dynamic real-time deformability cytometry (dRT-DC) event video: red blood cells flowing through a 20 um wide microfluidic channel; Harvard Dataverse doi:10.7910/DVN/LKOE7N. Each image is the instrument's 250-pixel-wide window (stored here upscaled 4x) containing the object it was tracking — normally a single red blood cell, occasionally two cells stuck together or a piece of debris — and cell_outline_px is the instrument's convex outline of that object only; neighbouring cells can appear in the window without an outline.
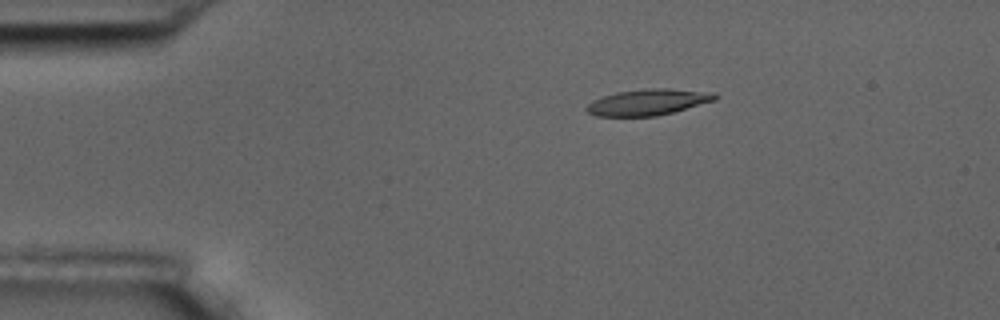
{"species": "common noctule bat (a hibernating species)", "species_latin": "Nyctalus noctula", "temperature_condition": "room temperature", "stored_images_in_passage": 3, "camera_frame_rate_fps": 3000, "um_per_image_px": 0.085, "animal": {"sex": "male", "body_mass_g": 17.5, "forearm_length_mm": 52.3}, "frame": {"image": 1, "passage_image": 1, "time_ms": 0.0, "image_size_px": [1000, 320], "cell_outline_px": [[720, 96], [716, 100], [672, 112], [656, 116], [596, 116], [588, 112], [584, 108], [592, 100], [616, 92], [652, 88], [668, 88], [712, 92]], "centroid_in_image_um": [55.09, 8.68], "position_along_channel_um": 29.9, "area_um2": 19.48}}